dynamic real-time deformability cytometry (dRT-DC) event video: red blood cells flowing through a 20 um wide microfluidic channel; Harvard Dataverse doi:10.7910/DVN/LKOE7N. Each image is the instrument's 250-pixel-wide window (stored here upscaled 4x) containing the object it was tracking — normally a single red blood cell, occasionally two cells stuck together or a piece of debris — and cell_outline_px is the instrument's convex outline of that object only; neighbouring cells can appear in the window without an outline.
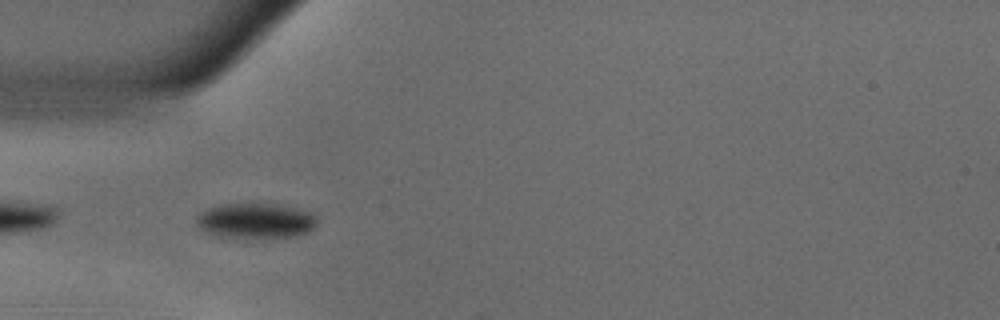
{"species": "common noctule bat (a hibernating species)", "species_latin": "Nyctalus noctula", "temperature_condition": "warm", "stored_images_in_passage": 40, "camera_frame_rate_fps": 3000, "um_per_image_px": 0.085, "animal": {"sex": "male", "body_mass_g": 18.8}, "frame": {"image": 1, "passage_image": 2, "time_ms": 0.333, "image_size_px": [1000, 320], "cell_outline_px": [[316, 224], [308, 232], [296, 236], [228, 240], [208, 232], [200, 228], [196, 224], [196, 216], [200, 212], [212, 204], [252, 200], [256, 200], [296, 208], [308, 212], [316, 216]], "centroid_in_image_um": [21.62, 18.73], "position_along_channel_um": 63.4, "area_um2": 26.41}}
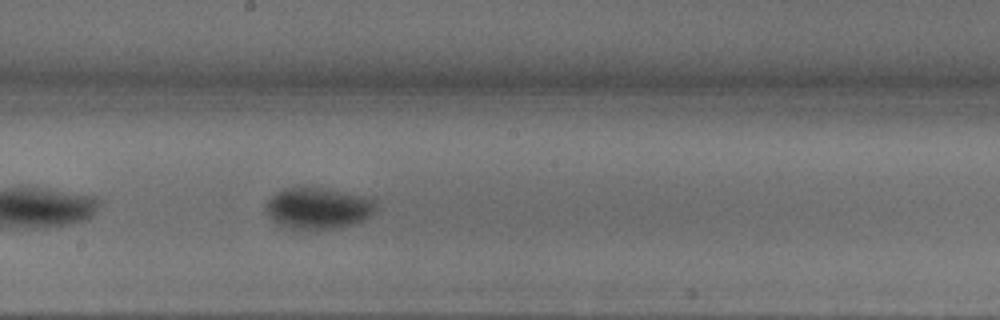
{"frame": {"image": 2, "passage_image": 15, "time_ms": 4.667, "image_size_px": [1000, 320], "cell_outline_px": [[376, 212], [372, 216], [364, 220], [352, 224], [332, 228], [308, 232], [296, 232], [284, 228], [276, 224], [268, 216], [268, 200], [272, 196], [288, 188], [320, 188], [364, 196], [376, 200]], "centroid_in_image_um": [27.05, 17.77], "position_along_channel_um": 221.1, "area_um2": 26.82}}
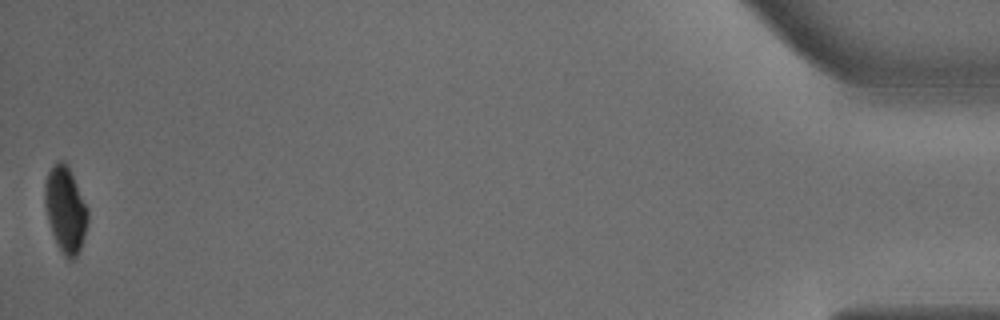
{"frame": {"image": 3, "passage_image": 40, "time_ms": 13.0, "image_size_px": [1000, 320], "cell_outline_px": [[88, 220], [80, 248], [76, 256], [72, 260], [68, 260], [64, 256], [52, 232], [48, 220], [44, 204], [44, 184], [48, 172], [52, 164], [56, 160], [64, 160], [88, 208]], "centroid_in_image_um": [5.54, 17.78], "position_along_channel_um": 429.7, "area_um2": 21.21}}